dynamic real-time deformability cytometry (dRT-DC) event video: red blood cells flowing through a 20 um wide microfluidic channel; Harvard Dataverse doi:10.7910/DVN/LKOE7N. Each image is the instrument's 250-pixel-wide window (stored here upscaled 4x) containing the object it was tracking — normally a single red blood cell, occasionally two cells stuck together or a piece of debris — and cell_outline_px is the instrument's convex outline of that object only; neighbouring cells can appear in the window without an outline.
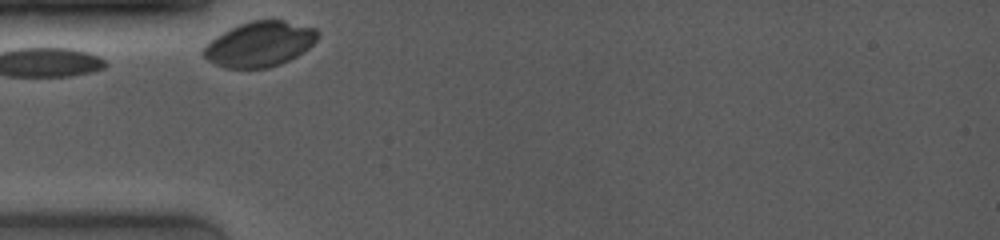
{"species": "common noctule bat (a hibernating species)", "species_latin": "Nyctalus noctula", "temperature_condition": "room temperature", "stored_images_in_passage": 21, "camera_frame_rate_fps": 4000, "um_per_image_px": 0.085, "animal": {"sex": "female", "body_mass_g": 19.0, "forearm_length_mm": 53.3}, "frame": {"image": 1, "passage_image": 1, "time_ms": 0.0, "image_size_px": [1000, 240], "cell_outline_px": [[320, 36], [308, 48], [296, 56], [280, 64], [268, 68], [224, 68], [208, 60], [200, 52], [216, 36], [240, 24], [252, 20], [284, 20], [316, 28], [320, 32]], "centroid_in_image_um": [22.1, 3.75], "position_along_channel_um": 62.9, "area_um2": 29.82}}